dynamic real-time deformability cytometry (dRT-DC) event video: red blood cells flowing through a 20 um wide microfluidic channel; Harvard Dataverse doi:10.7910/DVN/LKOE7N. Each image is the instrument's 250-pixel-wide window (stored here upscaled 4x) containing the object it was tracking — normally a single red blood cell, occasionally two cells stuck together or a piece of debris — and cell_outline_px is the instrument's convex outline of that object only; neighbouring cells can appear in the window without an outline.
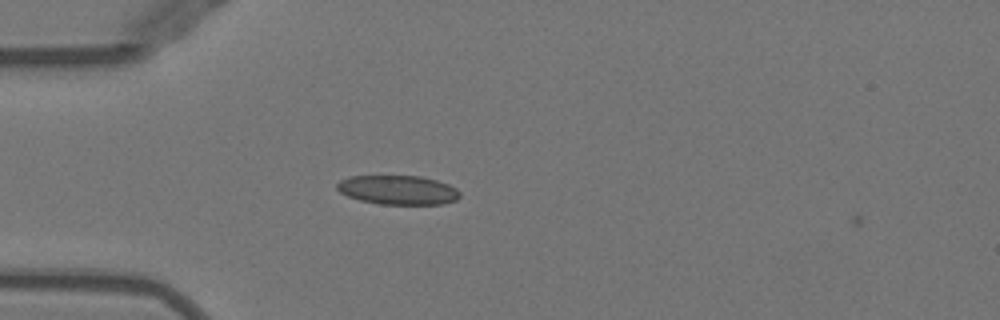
{"species": "Egyptian fruit bat (a non-hibernating species)", "species_latin": "Rousettus aegyptiacus", "temperature_condition": "warm", "stored_images_in_passage": 7, "camera_frame_rate_fps": 3000, "um_per_image_px": 0.085, "animal": {"sex": "female"}, "frame": {"image": 1, "passage_image": 6, "time_ms": 1.667, "image_size_px": [1000, 320], "cell_outline_px": [[460, 196], [456, 200], [440, 204], [380, 204], [360, 200], [348, 196], [340, 192], [336, 188], [336, 184], [340, 180], [348, 176], [420, 176], [436, 180], [448, 184], [456, 188], [460, 192]], "centroid_in_image_um": [33.81, 16.14], "position_along_channel_um": 51.2, "area_um2": 20.87}}